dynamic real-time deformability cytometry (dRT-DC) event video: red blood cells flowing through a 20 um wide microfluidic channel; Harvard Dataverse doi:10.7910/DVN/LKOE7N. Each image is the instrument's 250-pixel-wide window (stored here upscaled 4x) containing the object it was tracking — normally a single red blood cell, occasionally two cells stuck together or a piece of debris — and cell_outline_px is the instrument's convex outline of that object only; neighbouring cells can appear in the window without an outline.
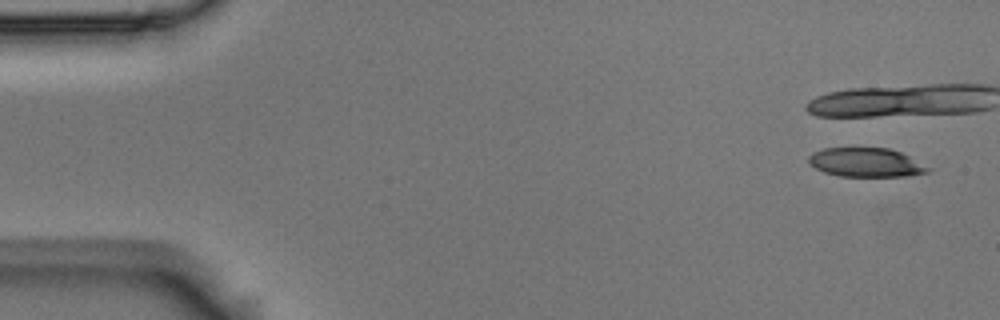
{"species": "Egyptian fruit bat (a non-hibernating species)", "species_latin": "Rousettus aegyptiacus", "temperature_condition": "room temperature", "stored_images_in_passage": 15, "camera_frame_rate_fps": 3000, "um_per_image_px": 0.085, "animal": {"sex": "male"}, "frame": {"image": 1, "passage_image": 1, "time_ms": 0.0, "image_size_px": [1000, 320], "cell_outline_px": [[932, 168], [928, 172], [908, 176], [840, 176], [824, 172], [816, 168], [808, 160], [808, 156], [812, 152], [824, 148], [888, 148], [900, 152]], "centroid_in_image_um": [73.61, 13.81], "position_along_channel_um": 11.4, "area_um2": 20.06}}
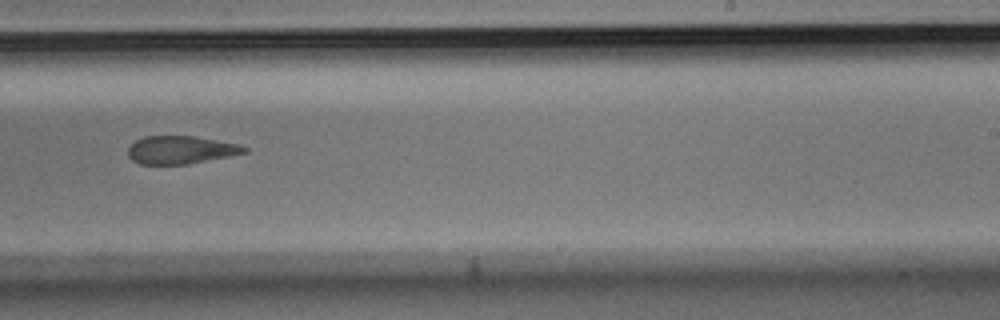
{"frame": {"image": 2, "passage_image": 10, "time_ms": 3.0, "image_size_px": [1000, 320], "cell_outline_px": [[248, 152], [188, 164], [140, 164], [132, 160], [128, 156], [128, 148], [136, 140], [144, 136], [192, 136], [240, 144], [248, 148]], "centroid_in_image_um": [15.36, 12.74], "position_along_channel_um": 273.6, "area_um2": 18.84}}
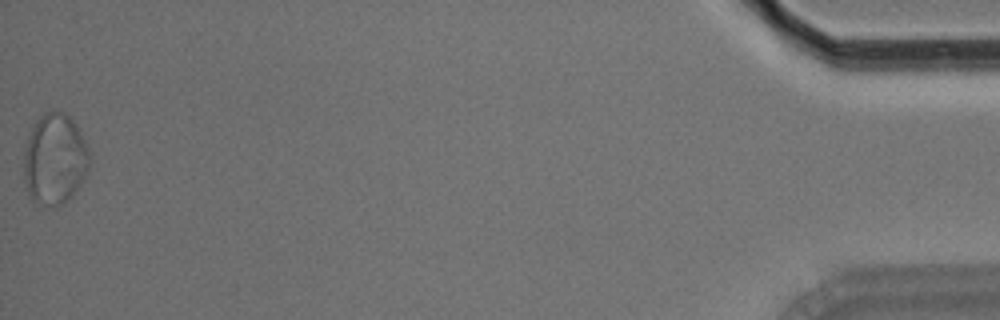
{"frame": {"image": 3, "passage_image": 15, "time_ms": 4.667, "image_size_px": [1000, 320], "cell_outline_px": [[88, 168], [84, 180], [72, 196], [64, 204], [48, 208], [32, 200], [28, 196], [24, 180], [24, 148], [28, 132], [36, 120], [44, 112], [64, 112], [80, 128], [88, 148]], "centroid_in_image_um": [4.63, 13.55], "position_along_channel_um": 430.6, "area_um2": 35.37}}